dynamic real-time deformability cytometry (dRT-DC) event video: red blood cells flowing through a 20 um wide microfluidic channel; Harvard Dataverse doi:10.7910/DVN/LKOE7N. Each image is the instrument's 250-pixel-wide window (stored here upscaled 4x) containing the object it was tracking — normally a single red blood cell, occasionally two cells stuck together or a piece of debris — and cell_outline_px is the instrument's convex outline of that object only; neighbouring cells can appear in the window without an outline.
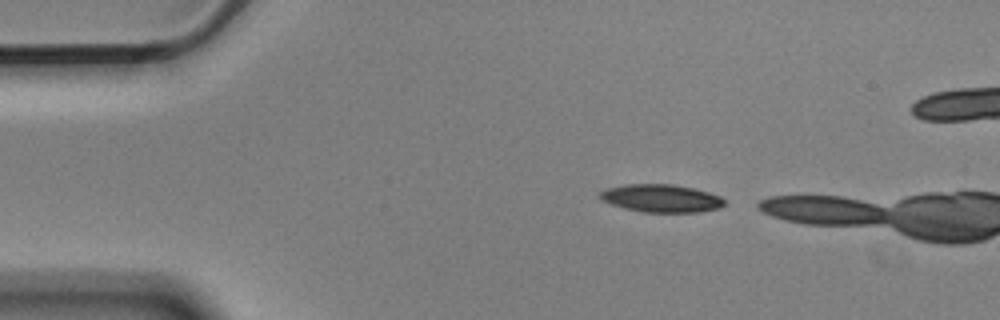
{"species": "Egyptian fruit bat (a non-hibernating species)", "species_latin": "Rousettus aegyptiacus", "temperature_condition": "cold", "stored_images_in_passage": 2, "camera_frame_rate_fps": 3000, "um_per_image_px": 0.085, "animal": {"sex": "male"}, "frame": {"image": 1, "passage_image": 1, "time_ms": 0.0, "image_size_px": [1000, 320], "cell_outline_px": [[724, 204], [720, 208], [700, 212], [640, 212], [624, 208], [600, 200], [600, 192], [604, 188], [624, 184], [672, 184], [692, 188], [708, 192], [720, 196], [724, 200]], "centroid_in_image_um": [56.17, 16.85], "position_along_channel_um": 28.8, "area_um2": 20.29}}